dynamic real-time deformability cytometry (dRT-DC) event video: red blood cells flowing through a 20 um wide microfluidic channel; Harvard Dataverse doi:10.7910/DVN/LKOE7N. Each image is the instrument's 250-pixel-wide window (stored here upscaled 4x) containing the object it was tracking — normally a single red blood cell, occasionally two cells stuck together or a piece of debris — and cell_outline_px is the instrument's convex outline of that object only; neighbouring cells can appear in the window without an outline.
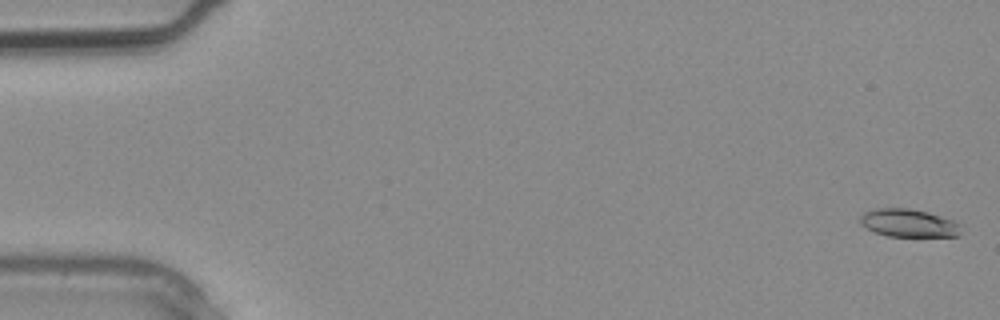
{"species": "common noctule bat (a hibernating species)", "species_latin": "Nyctalus noctula", "temperature_condition": "warm", "stored_images_in_passage": 2, "camera_frame_rate_fps": 3000, "um_per_image_px": 0.085, "animal": {"sex": "male", "body_mass_g": 20.4}, "frame": {"image": 1, "passage_image": 1, "time_ms": 0.0, "image_size_px": [1000, 320], "cell_outline_px": [[960, 236], [888, 236], [876, 232], [868, 228], [860, 220], [860, 216], [864, 212], [876, 208], [908, 208], [928, 212], [952, 220], [960, 224]], "centroid_in_image_um": [77.25, 18.95], "position_along_channel_um": 7.7, "area_um2": 16.18}}